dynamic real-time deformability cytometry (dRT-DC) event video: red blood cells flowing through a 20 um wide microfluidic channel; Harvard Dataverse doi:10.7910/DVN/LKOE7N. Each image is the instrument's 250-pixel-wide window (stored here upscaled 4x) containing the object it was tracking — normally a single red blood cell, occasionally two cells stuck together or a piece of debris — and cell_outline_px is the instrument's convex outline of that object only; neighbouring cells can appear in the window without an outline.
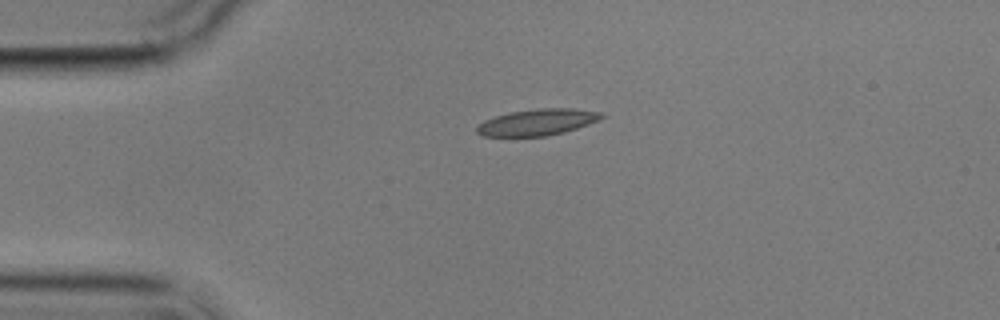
{"species": "common noctule bat (a hibernating species)", "species_latin": "Nyctalus noctula", "temperature_condition": "cold", "stored_images_in_passage": 2, "camera_frame_rate_fps": 3000, "um_per_image_px": 0.085, "animal": {"sex": "male", "body_mass_g": 17.9}, "frame": {"image": 1, "passage_image": 2, "time_ms": 1.333, "image_size_px": [1000, 320], "cell_outline_px": [[608, 116], [600, 120], [564, 132], [544, 136], [484, 136], [476, 132], [476, 128], [484, 120], [496, 116], [512, 112], [540, 108], [576, 108], [604, 112]], "centroid_in_image_um": [45.76, 10.37], "position_along_channel_um": 39.2, "area_um2": 19.19}}